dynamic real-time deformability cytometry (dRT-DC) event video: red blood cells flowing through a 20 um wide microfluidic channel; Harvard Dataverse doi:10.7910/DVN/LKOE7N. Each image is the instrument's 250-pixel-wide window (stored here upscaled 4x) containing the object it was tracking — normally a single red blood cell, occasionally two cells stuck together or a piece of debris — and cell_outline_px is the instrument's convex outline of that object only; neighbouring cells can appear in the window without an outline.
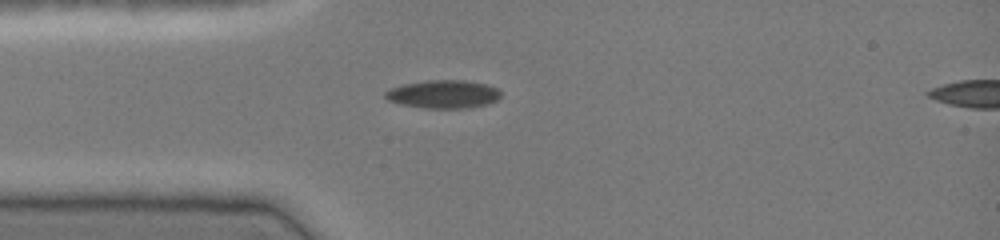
{"species": "common noctule bat (a hibernating species)", "species_latin": "Nyctalus noctula", "temperature_condition": "cold", "stored_images_in_passage": 5, "camera_frame_rate_fps": 3000, "um_per_image_px": 0.085, "animal": {"sex": "female", "body_mass_g": 19.0, "forearm_length_mm": 51.5}, "frame": {"image": 1, "passage_image": 2, "time_ms": 0.333, "image_size_px": [1000, 240], "cell_outline_px": [[500, 96], [496, 100], [488, 104], [468, 108], [424, 108], [400, 104], [388, 100], [384, 96], [384, 92], [392, 88], [404, 84], [428, 80], [464, 80], [488, 84], [496, 88], [500, 92]], "centroid_in_image_um": [37.69, 8.0], "position_along_channel_um": 47.3, "area_um2": 18.96}}
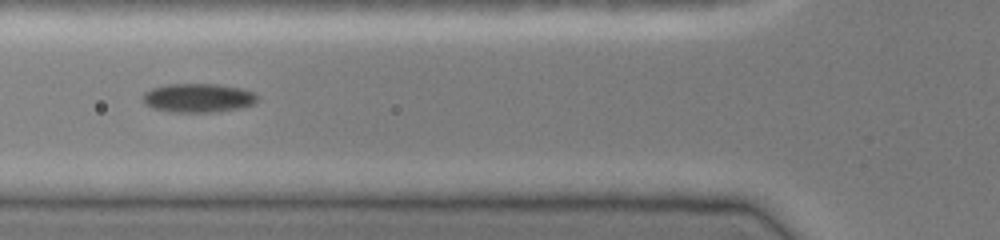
{"frame": {"image": 2, "passage_image": 4, "time_ms": 1.0, "image_size_px": [1000, 240], "cell_outline_px": [[256, 104], [240, 108], [220, 112], [168, 112], [152, 108], [144, 104], [140, 100], [144, 92], [152, 88], [168, 84], [220, 84], [244, 88], [256, 92]], "centroid_in_image_um": [16.84, 8.33], "position_along_channel_um": 109.0, "area_um2": 19.83}}